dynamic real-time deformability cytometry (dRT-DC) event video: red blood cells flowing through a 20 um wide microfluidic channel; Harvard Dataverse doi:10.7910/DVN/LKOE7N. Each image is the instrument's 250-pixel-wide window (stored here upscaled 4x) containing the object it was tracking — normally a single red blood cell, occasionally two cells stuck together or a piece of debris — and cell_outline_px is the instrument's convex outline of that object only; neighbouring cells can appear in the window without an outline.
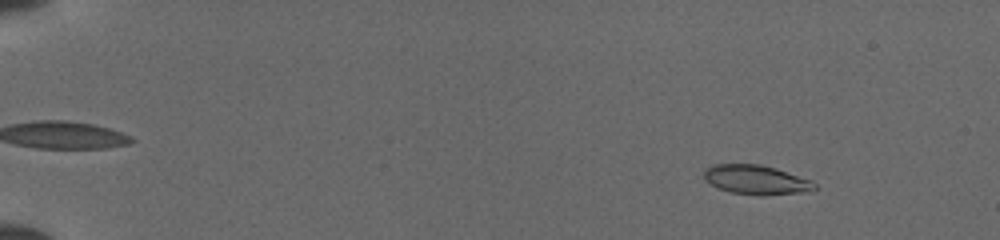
{"species": "common noctule bat (a hibernating species)", "species_latin": "Nyctalus noctula", "temperature_condition": "cold", "stored_images_in_passage": 50, "camera_frame_rate_fps": 3000, "um_per_image_px": 0.085, "animal": {"sex": "female", "body_mass_g": 19.5, "forearm_length_mm": 54.1}, "frame": {"image": 1, "passage_image": 6, "time_ms": 1.667, "image_size_px": [1000, 240], "cell_outline_px": [[816, 188], [812, 192], [764, 196], [760, 196], [732, 192], [716, 188], [704, 180], [704, 168], [712, 164], [760, 164], [776, 168], [812, 180], [816, 184]], "centroid_in_image_um": [64.29, 15.29], "position_along_channel_um": 20.7, "area_um2": 19.42}}
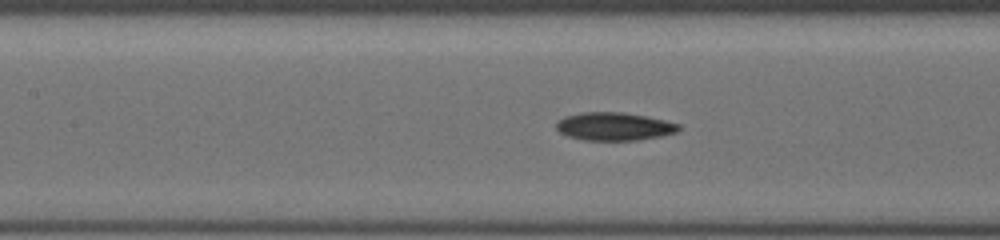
{"frame": {"image": 2, "passage_image": 25, "time_ms": 8.0, "image_size_px": [1000, 240], "cell_outline_px": [[680, 128], [676, 132], [660, 136], [640, 140], [584, 140], [568, 136], [560, 132], [556, 128], [556, 124], [564, 116], [580, 112], [624, 112], [664, 120], [680, 124]], "centroid_in_image_um": [52.19, 10.74], "position_along_channel_um": 155.2, "area_um2": 19.94}}
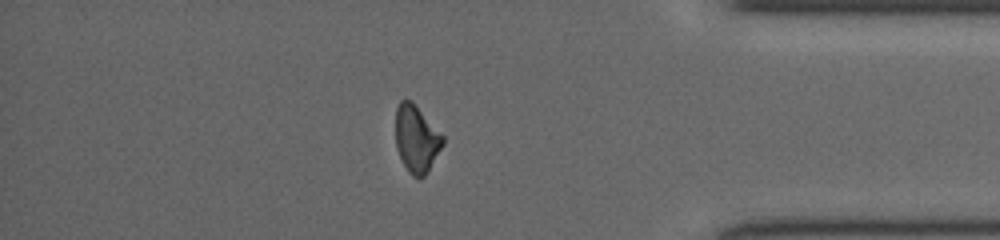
{"frame": {"image": 3, "passage_image": 44, "time_ms": 14.333, "image_size_px": [1000, 240], "cell_outline_px": [[444, 144], [428, 172], [424, 176], [412, 176], [408, 172], [396, 148], [396, 108], [400, 100], [412, 100], [444, 136]], "centroid_in_image_um": [35.41, 11.78], "position_along_channel_um": 399.8, "area_um2": 18.5}}